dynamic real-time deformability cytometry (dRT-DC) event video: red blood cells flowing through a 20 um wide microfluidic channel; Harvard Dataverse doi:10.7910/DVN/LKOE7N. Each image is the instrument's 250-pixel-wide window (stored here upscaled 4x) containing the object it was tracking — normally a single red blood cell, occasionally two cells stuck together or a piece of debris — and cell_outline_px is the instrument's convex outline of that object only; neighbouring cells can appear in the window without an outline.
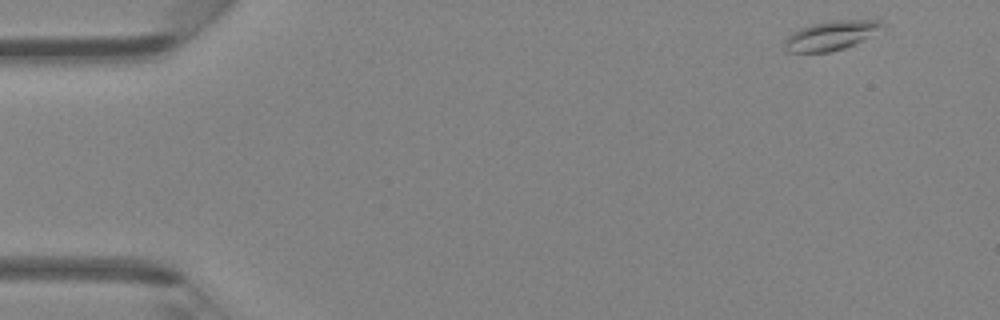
{"species": "Egyptian fruit bat (a non-hibernating species)", "species_latin": "Rousettus aegyptiacus", "temperature_condition": "room temperature", "stored_images_in_passage": 44, "camera_frame_rate_fps": 3000, "um_per_image_px": 0.085, "animal": {"sex": "female"}, "frame": {"image": 1, "passage_image": 1, "time_ms": 0.0, "image_size_px": [1000, 320], "cell_outline_px": [[884, 24], [868, 36], [844, 48], [828, 52], [788, 52], [784, 48], [784, 40], [792, 32], [800, 28], [812, 24], [832, 20], [880, 20]], "centroid_in_image_um": [70.53, 3.01], "position_along_channel_um": 14.5, "area_um2": 16.18}}
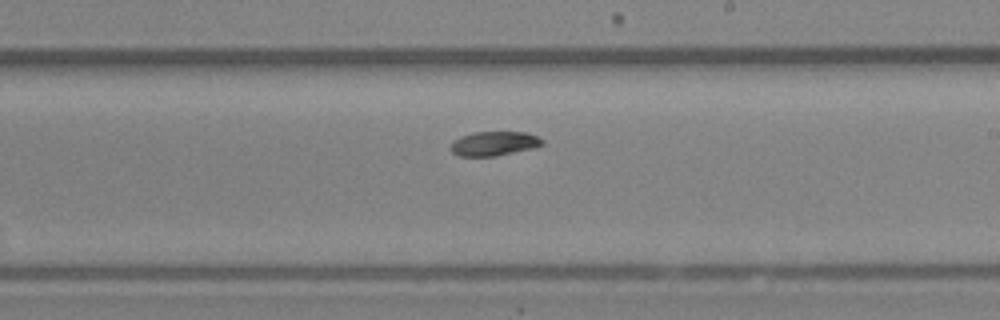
{"frame": {"image": 2, "passage_image": 25, "time_ms": 8.0, "image_size_px": [1000, 320], "cell_outline_px": [[544, 144], [532, 148], [496, 156], [460, 156], [452, 152], [448, 148], [452, 140], [460, 136], [472, 132], [524, 132], [536, 136], [544, 140]], "centroid_in_image_um": [41.93, 12.2], "position_along_channel_um": 247.1, "area_um2": 13.06}}
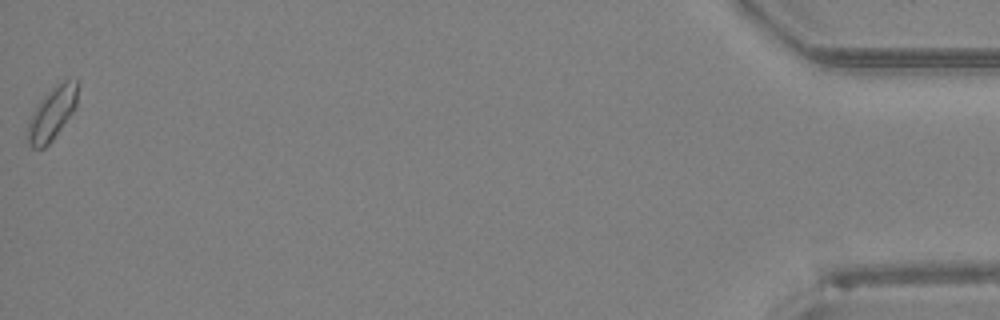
{"frame": {"image": 3, "passage_image": 44, "time_ms": 14.333, "image_size_px": [1000, 320], "cell_outline_px": [[80, 84], [76, 108], [52, 140], [44, 148], [32, 148], [28, 144], [28, 120], [36, 104], [52, 88], [64, 80], [76, 80]], "centroid_in_image_um": [4.45, 9.62], "position_along_channel_um": 430.8, "area_um2": 15.49}}